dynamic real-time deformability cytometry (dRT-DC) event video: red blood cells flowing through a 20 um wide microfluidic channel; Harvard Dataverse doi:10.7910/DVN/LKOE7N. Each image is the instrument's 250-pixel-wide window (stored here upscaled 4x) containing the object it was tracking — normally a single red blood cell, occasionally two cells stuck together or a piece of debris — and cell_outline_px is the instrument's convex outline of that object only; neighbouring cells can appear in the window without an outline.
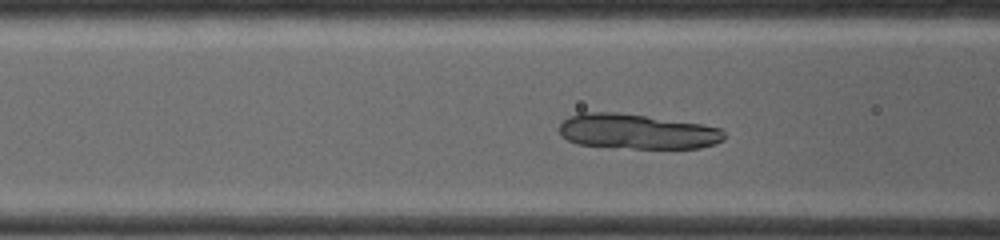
{"species": "common noctule bat (a hibernating species)", "species_latin": "Nyctalus noctula", "temperature_condition": "warm", "stored_images_in_passage": 56, "camera_frame_rate_fps": 4500, "um_per_image_px": 0.085, "animal": {"sex": "female", "body_mass_g": 19.0, "forearm_length_mm": 53.3}, "frame": {"image": 1, "passage_image": 18, "time_ms": 3.778, "image_size_px": [1000, 240], "cell_outline_px": [[728, 136], [724, 140], [716, 144], [700, 148], [632, 148], [576, 144], [560, 136], [560, 124], [568, 116], [580, 112], [620, 112], [704, 124], [724, 128]], "centroid_in_image_um": [54.22, 11.17], "position_along_channel_um": 112.4, "area_um2": 34.22}}
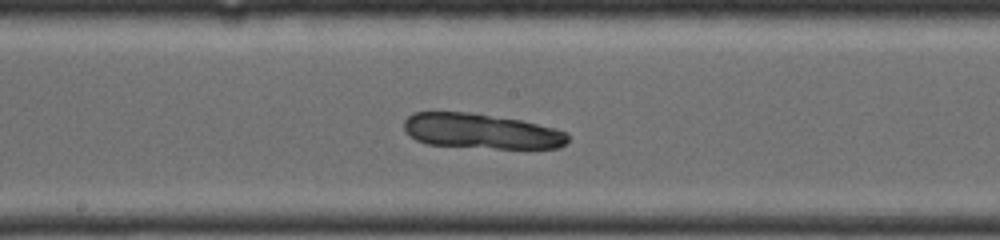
{"frame": {"image": 2, "passage_image": 29, "time_ms": 6.222, "image_size_px": [1000, 240], "cell_outline_px": [[568, 140], [560, 148], [496, 148], [428, 144], [416, 140], [404, 128], [404, 120], [412, 112], [468, 112], [520, 120], [556, 128], [568, 132]], "centroid_in_image_um": [40.92, 11.14], "position_along_channel_um": 207.3, "area_um2": 33.29}}
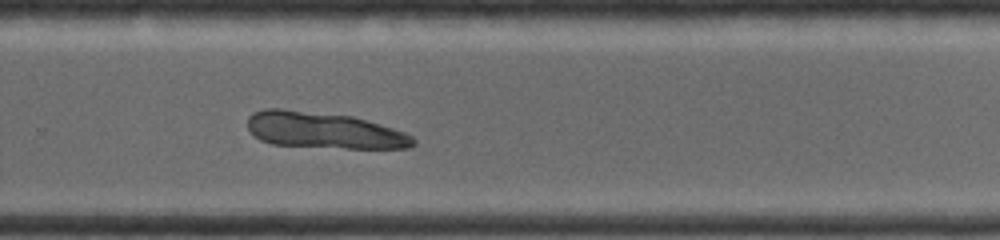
{"frame": {"image": 3, "passage_image": 40, "time_ms": 8.667, "image_size_px": [1000, 240], "cell_outline_px": [[416, 144], [408, 148], [344, 148], [272, 144], [260, 140], [252, 136], [248, 128], [248, 116], [252, 112], [264, 108], [280, 108], [352, 116], [392, 128], [404, 132], [412, 136], [416, 140]], "centroid_in_image_um": [27.48, 11.08], "position_along_channel_um": 302.3, "area_um2": 35.08}}